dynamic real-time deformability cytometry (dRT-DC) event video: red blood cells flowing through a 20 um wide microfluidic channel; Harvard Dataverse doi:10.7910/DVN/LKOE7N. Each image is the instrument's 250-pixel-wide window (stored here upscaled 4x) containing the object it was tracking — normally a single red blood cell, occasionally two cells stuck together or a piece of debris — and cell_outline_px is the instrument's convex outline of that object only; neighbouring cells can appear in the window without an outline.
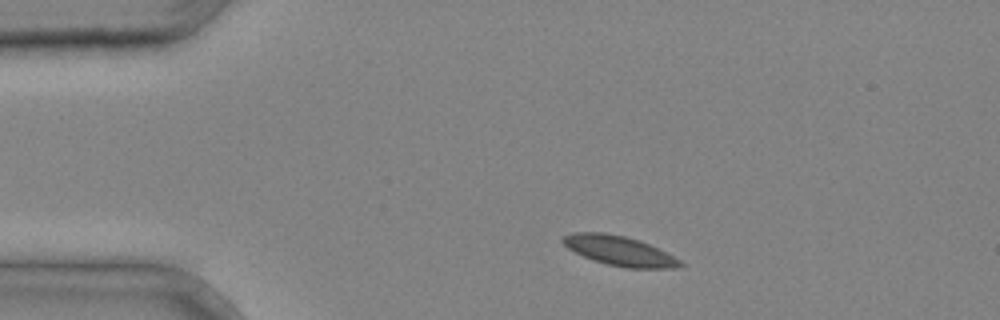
{"species": "common noctule bat (a hibernating species)", "species_latin": "Nyctalus noctula", "temperature_condition": "cold", "stored_images_in_passage": 2, "camera_frame_rate_fps": 3000, "um_per_image_px": 0.085, "animal": {"sex": "male", "body_mass_g": 20.4}, "frame": {"image": 1, "passage_image": 1, "time_ms": 0.0, "image_size_px": [1000, 320], "cell_outline_px": [[684, 264], [680, 268], [628, 268], [608, 264], [592, 260], [568, 248], [560, 240], [564, 236], [572, 232], [604, 232], [624, 236], [640, 240], [680, 260]], "centroid_in_image_um": [52.63, 21.31], "position_along_channel_um": 32.4, "area_um2": 20.06}}